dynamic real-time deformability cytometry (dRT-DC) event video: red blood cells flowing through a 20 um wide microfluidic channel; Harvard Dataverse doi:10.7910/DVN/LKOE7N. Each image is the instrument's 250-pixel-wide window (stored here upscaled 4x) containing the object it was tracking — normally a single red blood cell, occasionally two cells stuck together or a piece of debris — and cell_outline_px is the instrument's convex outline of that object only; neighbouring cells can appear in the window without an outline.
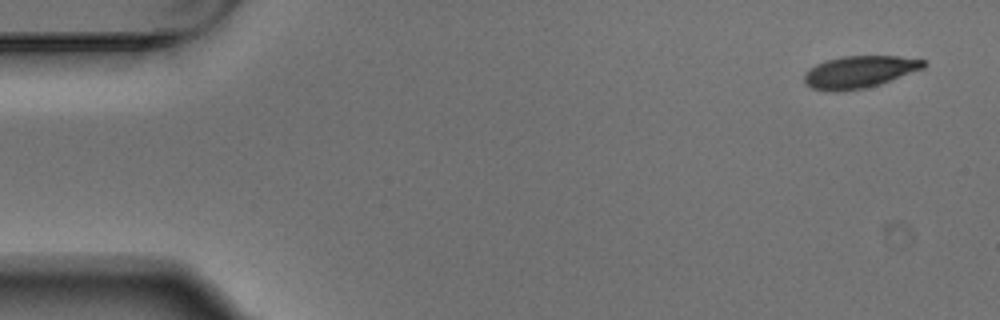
{"species": "Egyptian fruit bat (a non-hibernating species)", "species_latin": "Rousettus aegyptiacus", "temperature_condition": "warm", "stored_images_in_passage": 4, "camera_frame_rate_fps": 3000, "um_per_image_px": 0.085, "animal": {"sex": "male"}, "frame": {"image": 1, "passage_image": 1, "time_ms": 0.0, "image_size_px": [1000, 320], "cell_outline_px": [[928, 64], [924, 68], [880, 84], [864, 88], [836, 92], [812, 88], [804, 80], [804, 76], [808, 68], [824, 60], [844, 56], [900, 56], [924, 60]], "centroid_in_image_um": [73.05, 6.1], "position_along_channel_um": 11.9, "area_um2": 22.31}}
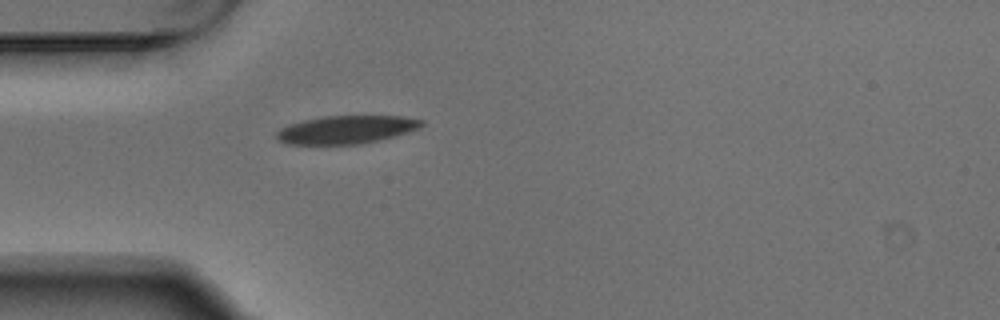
{"frame": {"image": 2, "passage_image": 4, "time_ms": 1.0, "image_size_px": [1000, 320], "cell_outline_px": [[424, 124], [420, 128], [396, 136], [380, 140], [356, 144], [288, 144], [280, 140], [276, 136], [276, 132], [280, 128], [288, 124], [304, 120], [324, 116], [404, 116], [424, 120]], "centroid_in_image_um": [29.47, 11.01], "position_along_channel_um": 55.5, "area_um2": 23.76}}